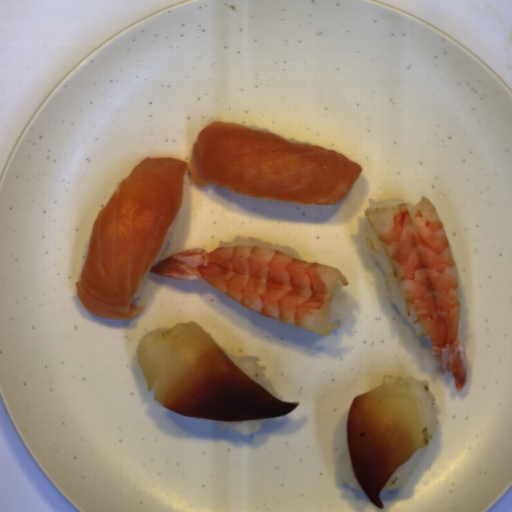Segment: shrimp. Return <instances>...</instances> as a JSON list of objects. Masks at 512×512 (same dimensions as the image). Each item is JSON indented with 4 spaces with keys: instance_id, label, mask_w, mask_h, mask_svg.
<instances>
[{
    "instance_id": "1",
    "label": "shrimp",
    "mask_w": 512,
    "mask_h": 512,
    "mask_svg": "<svg viewBox=\"0 0 512 512\" xmlns=\"http://www.w3.org/2000/svg\"><path fill=\"white\" fill-rule=\"evenodd\" d=\"M148 272L180 281L202 278L240 307L321 337L340 328L329 323L334 291L340 283L350 285L341 269L261 246L194 248L162 258Z\"/></svg>"
},
{
    "instance_id": "2",
    "label": "shrimp",
    "mask_w": 512,
    "mask_h": 512,
    "mask_svg": "<svg viewBox=\"0 0 512 512\" xmlns=\"http://www.w3.org/2000/svg\"><path fill=\"white\" fill-rule=\"evenodd\" d=\"M395 277L407 318L414 313L433 343L430 354L455 391L465 388L468 354L459 338V275L446 229L436 206L421 195L408 203L364 210Z\"/></svg>"
}]
</instances>
